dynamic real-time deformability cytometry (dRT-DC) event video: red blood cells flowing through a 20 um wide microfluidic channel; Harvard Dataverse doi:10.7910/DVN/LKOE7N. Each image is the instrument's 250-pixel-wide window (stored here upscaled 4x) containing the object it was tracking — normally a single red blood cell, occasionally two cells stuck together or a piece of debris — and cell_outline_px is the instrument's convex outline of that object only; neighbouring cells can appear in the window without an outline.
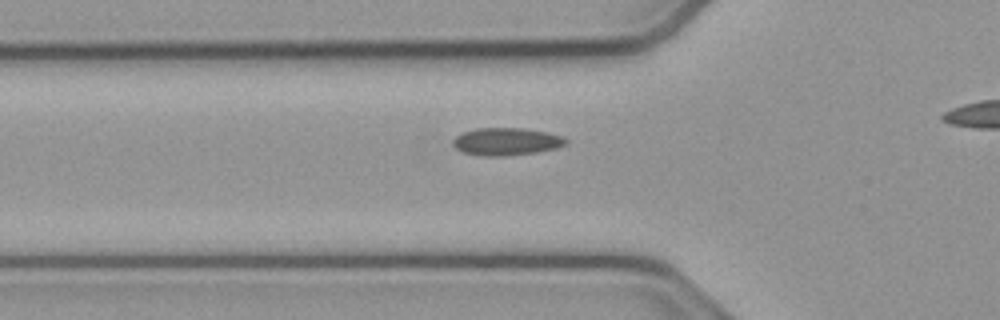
{"species": "common noctule bat (a hibernating species)", "species_latin": "Nyctalus noctula", "temperature_condition": "cold", "stored_images_in_passage": 28, "camera_frame_rate_fps": 3000, "um_per_image_px": 0.085, "animal": {"sex": "male", "body_mass_g": 23.1, "forearm_length_mm": 52.7}, "frame": {"image": 1, "passage_image": 2, "time_ms": 0.333, "image_size_px": [1000, 320], "cell_outline_px": [[568, 144], [556, 148], [536, 152], [504, 156], [480, 156], [464, 152], [456, 148], [452, 144], [452, 140], [456, 136], [464, 132], [476, 128], [524, 128], [548, 132], [560, 136], [568, 140]], "centroid_in_image_um": [43.04, 12.03], "position_along_channel_um": 82.8, "area_um2": 18.15}}
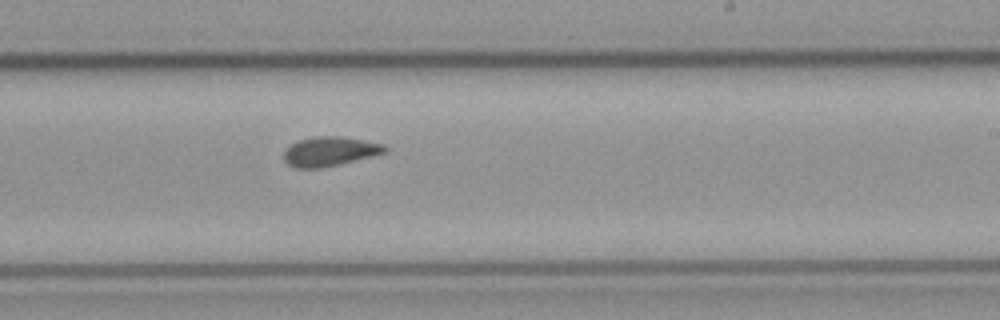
{"frame": {"image": 2, "passage_image": 16, "time_ms": 5.0, "image_size_px": [1000, 320], "cell_outline_px": [[388, 152], [372, 156], [320, 168], [296, 168], [288, 164], [284, 160], [284, 148], [296, 140], [316, 136], [340, 136], [384, 144], [388, 148]], "centroid_in_image_um": [28.0, 12.86], "position_along_channel_um": 261.0, "area_um2": 17.34}}
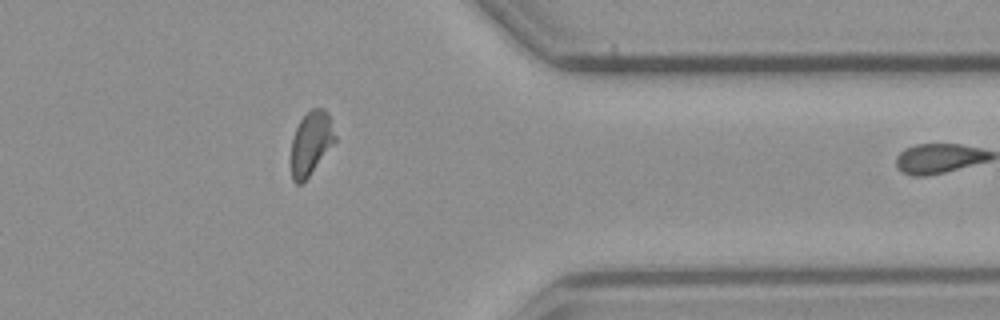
{"frame": {"image": 3, "passage_image": 27, "time_ms": 8.667, "image_size_px": [1000, 320], "cell_outline_px": [[336, 140], [308, 176], [300, 184], [296, 184], [292, 180], [292, 136], [300, 120], [312, 108], [324, 108], [328, 116], [336, 136]], "centroid_in_image_um": [26.42, 12.15], "position_along_channel_um": 385.0, "area_um2": 15.78}}